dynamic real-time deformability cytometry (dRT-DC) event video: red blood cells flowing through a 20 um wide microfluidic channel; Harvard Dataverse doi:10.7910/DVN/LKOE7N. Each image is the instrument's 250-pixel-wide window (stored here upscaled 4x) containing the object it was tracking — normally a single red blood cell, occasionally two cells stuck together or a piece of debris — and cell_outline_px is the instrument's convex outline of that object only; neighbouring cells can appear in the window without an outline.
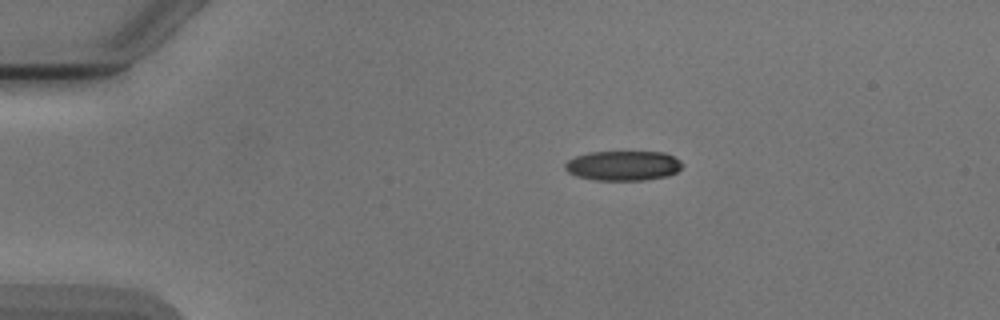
{"species": "Egyptian fruit bat (a non-hibernating species)", "species_latin": "Rousettus aegyptiacus", "temperature_condition": "cold", "stored_images_in_passage": 2, "camera_frame_rate_fps": 3000, "um_per_image_px": 0.085, "animal": {"sex": "male"}, "frame": {"image": 1, "passage_image": 1, "time_ms": 0.0, "image_size_px": [1000, 320], "cell_outline_px": [[684, 164], [676, 172], [668, 176], [644, 180], [596, 180], [576, 176], [568, 172], [564, 168], [564, 164], [568, 160], [576, 156], [588, 152], [664, 152], [680, 160]], "centroid_in_image_um": [52.96, 14.08], "position_along_channel_um": 32.0, "area_um2": 20.4}}